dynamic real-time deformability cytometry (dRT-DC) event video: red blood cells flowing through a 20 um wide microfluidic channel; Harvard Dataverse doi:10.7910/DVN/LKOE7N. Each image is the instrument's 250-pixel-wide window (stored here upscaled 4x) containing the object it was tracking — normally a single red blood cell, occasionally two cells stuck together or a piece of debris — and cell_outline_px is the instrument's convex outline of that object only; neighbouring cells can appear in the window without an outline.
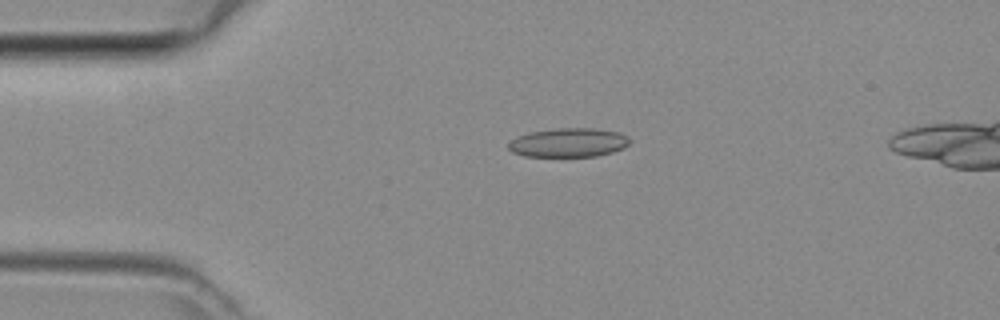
{"species": "common noctule bat (a hibernating species)", "species_latin": "Nyctalus noctula", "temperature_condition": "room temperature", "stored_images_in_passage": 36, "camera_frame_rate_fps": 3000, "um_per_image_px": 0.085, "animal": {"sex": "female", "body_mass_g": 29.2, "forearm_length_mm": 56.3}, "frame": {"image": 1, "passage_image": 1, "time_ms": 0.0, "image_size_px": [1000, 320], "cell_outline_px": [[632, 140], [624, 148], [612, 152], [596, 156], [524, 156], [512, 152], [508, 148], [508, 144], [516, 136], [528, 132], [556, 128], [596, 128], [620, 132], [628, 136]], "centroid_in_image_um": [48.34, 12.11], "position_along_channel_um": 36.7, "area_um2": 20.69}}
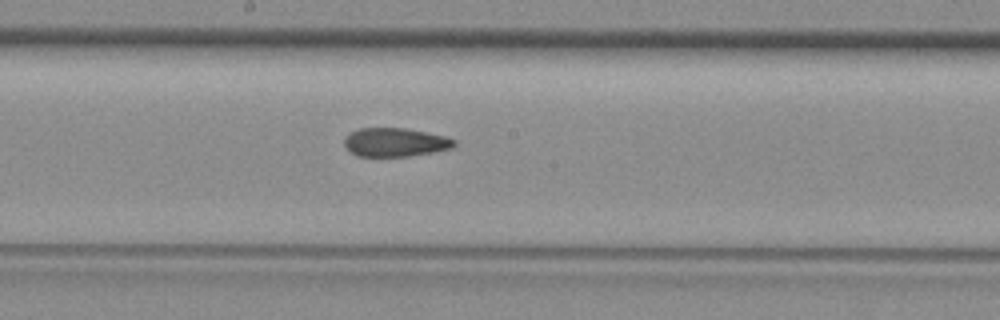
{"frame": {"image": 2, "passage_image": 15, "time_ms": 4.667, "image_size_px": [1000, 320], "cell_outline_px": [[456, 144], [452, 148], [436, 152], [408, 156], [356, 156], [344, 144], [344, 136], [348, 132], [360, 128], [404, 128], [444, 136], [456, 140]], "centroid_in_image_um": [33.57, 12.09], "position_along_channel_um": 214.6, "area_um2": 18.38}}
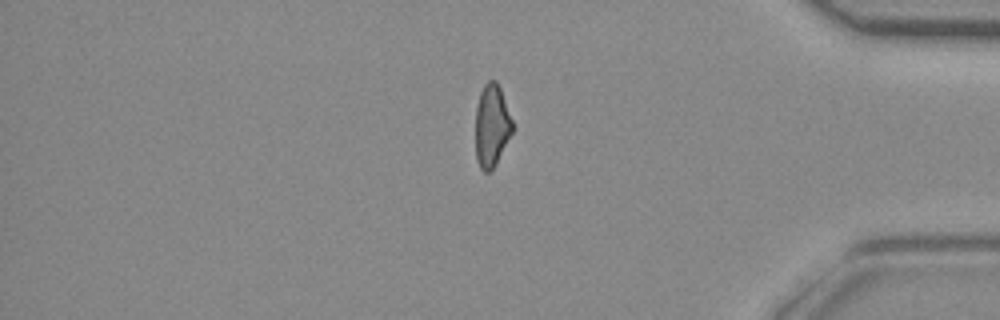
{"frame": {"image": 3, "passage_image": 29, "time_ms": 9.333, "image_size_px": [1000, 320], "cell_outline_px": [[512, 132], [496, 164], [488, 172], [484, 172], [480, 168], [476, 160], [476, 108], [480, 92], [484, 84], [488, 80], [496, 80], [500, 88], [512, 120]], "centroid_in_image_um": [41.78, 10.68], "position_along_channel_um": 393.4, "area_um2": 17.57}}